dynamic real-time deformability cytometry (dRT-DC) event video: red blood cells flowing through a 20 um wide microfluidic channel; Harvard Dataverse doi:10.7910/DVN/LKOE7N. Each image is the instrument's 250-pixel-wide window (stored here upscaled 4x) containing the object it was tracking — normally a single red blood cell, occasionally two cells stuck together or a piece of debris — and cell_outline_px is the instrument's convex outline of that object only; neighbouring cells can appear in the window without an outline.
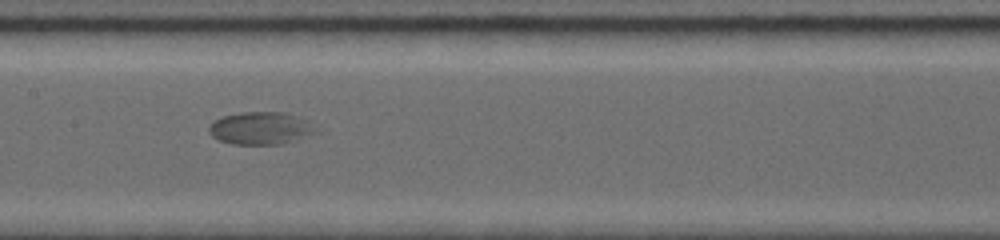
{"species": "common noctule bat (a hibernating species)", "species_latin": "Nyctalus noctula", "temperature_condition": "room temperature", "stored_images_in_passage": 22, "camera_frame_rate_fps": 5000, "um_per_image_px": 0.085, "animal": {"sex": "female", "body_mass_g": 19.0, "forearm_length_mm": 56.7}, "frame": {"image": 1, "passage_image": 5, "time_ms": 3.6, "image_size_px": [1000, 240], "cell_outline_px": [[304, 132], [276, 144], [236, 144], [220, 140], [212, 136], [208, 128], [216, 120], [224, 116], [244, 112], [284, 112], [292, 116]], "centroid_in_image_um": [21.72, 10.88], "position_along_channel_um": 185.7, "area_um2": 17.57}}